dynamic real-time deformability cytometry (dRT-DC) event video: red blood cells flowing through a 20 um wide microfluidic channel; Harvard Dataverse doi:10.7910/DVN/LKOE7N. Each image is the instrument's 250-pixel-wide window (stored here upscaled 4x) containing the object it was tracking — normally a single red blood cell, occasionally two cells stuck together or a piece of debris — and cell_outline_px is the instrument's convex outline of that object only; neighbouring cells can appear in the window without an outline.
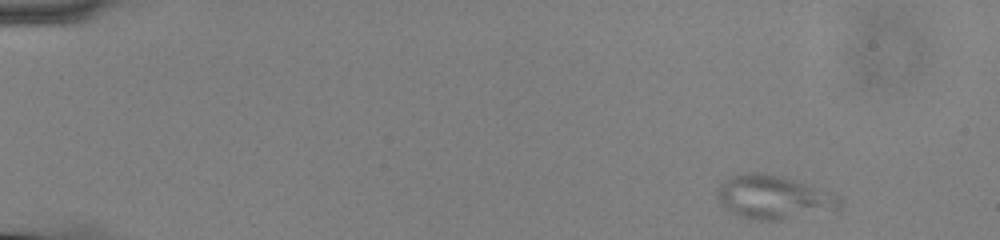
{"species": "common noctule bat (a hibernating species)", "species_latin": "Nyctalus noctula", "temperature_condition": "cold", "stored_images_in_passage": 51, "camera_frame_rate_fps": 3000, "um_per_image_px": 0.085, "animal": {"sex": "male", "body_mass_g": 13.0, "forearm_length_mm": 53.1}, "frame": {"image": 1, "passage_image": 1, "time_ms": 0.0, "image_size_px": [1000, 240], "cell_outline_px": [[844, 204], [840, 212], [784, 220], [760, 220], [728, 212], [720, 204], [716, 196], [716, 192], [720, 184], [728, 176], [744, 172], [756, 172], [776, 176], [792, 180], [840, 196], [844, 200]], "centroid_in_image_um": [65.82, 16.81], "position_along_channel_um": 19.2, "area_um2": 31.79}}
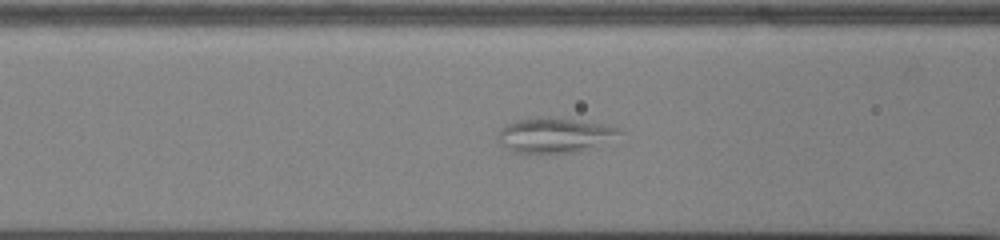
{"frame": {"image": 2, "passage_image": 19, "time_ms": 6.0, "image_size_px": [1000, 240], "cell_outline_px": [[620, 132], [580, 152], [516, 152], [508, 148], [496, 136], [500, 128], [504, 124], [528, 116], [552, 116], [600, 124], [616, 128]], "centroid_in_image_um": [46.97, 11.44], "position_along_channel_um": 119.6, "area_um2": 23.99}}
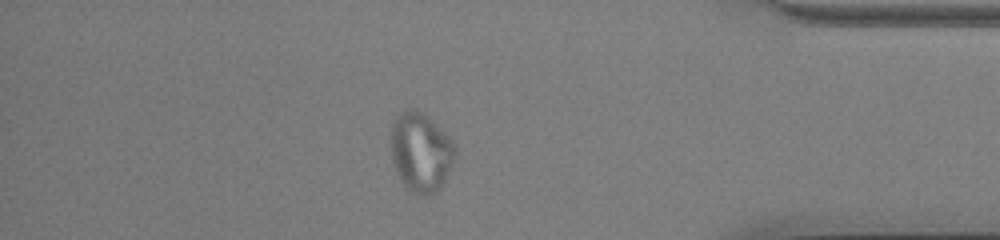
{"frame": {"image": 3, "passage_image": 44, "time_ms": 14.333, "image_size_px": [1000, 240], "cell_outline_px": [[456, 156], [440, 188], [436, 192], [428, 196], [420, 196], [408, 192], [400, 180], [392, 160], [388, 136], [392, 120], [404, 108], [416, 108], [428, 116], [456, 144]], "centroid_in_image_um": [35.72, 12.91], "position_along_channel_um": 399.5, "area_um2": 30.63}}